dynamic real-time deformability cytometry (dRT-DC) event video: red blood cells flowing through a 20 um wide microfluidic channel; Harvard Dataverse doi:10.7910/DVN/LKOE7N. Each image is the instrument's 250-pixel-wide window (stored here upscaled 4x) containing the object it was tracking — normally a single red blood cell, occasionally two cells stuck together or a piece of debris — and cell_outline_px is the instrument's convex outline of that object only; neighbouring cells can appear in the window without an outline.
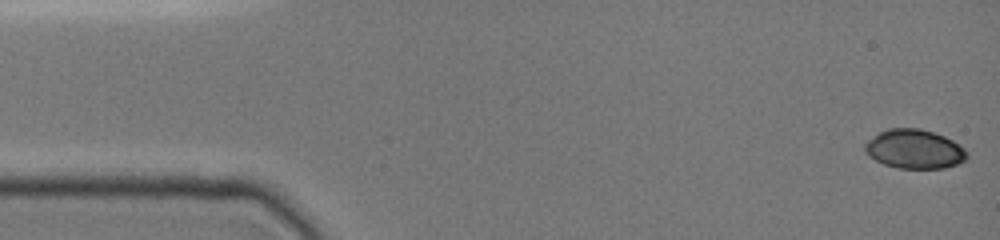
{"species": "common noctule bat (a hibernating species)", "species_latin": "Nyctalus noctula", "temperature_condition": "cold", "stored_images_in_passage": 70, "camera_frame_rate_fps": 3000, "um_per_image_px": 0.085, "animal": {"sex": "female", "body_mass_g": 19.0, "forearm_length_mm": 51.5}, "frame": {"image": 1, "passage_image": 1, "time_ms": 0.0, "image_size_px": [1000, 240], "cell_outline_px": [[968, 156], [964, 160], [956, 164], [944, 168], [896, 168], [884, 164], [868, 156], [864, 152], [864, 144], [868, 140], [880, 132], [888, 128], [920, 128], [944, 136], [952, 140], [964, 148], [968, 152]], "centroid_in_image_um": [77.71, 12.67], "position_along_channel_um": 7.3, "area_um2": 23.24}}
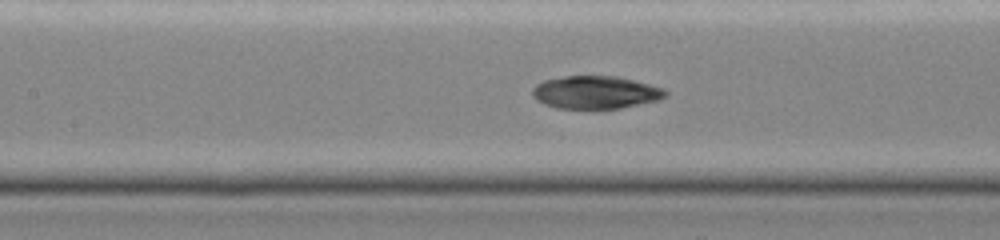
{"frame": {"image": 2, "passage_image": 33, "time_ms": 7.0, "image_size_px": [1000, 240], "cell_outline_px": [[668, 92], [660, 100], [620, 108], [556, 108], [544, 104], [536, 100], [532, 96], [532, 88], [536, 84], [544, 80], [564, 76], [616, 76], [664, 88]], "centroid_in_image_um": [50.59, 7.85], "position_along_channel_um": 156.8, "area_um2": 25.37}}
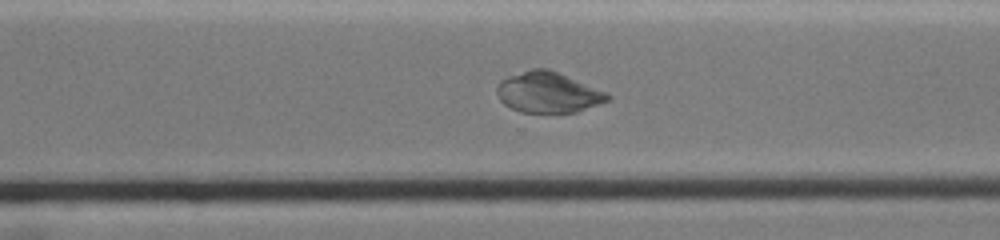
{"frame": {"image": 3, "passage_image": 48, "time_ms": 11.333, "image_size_px": [1000, 240], "cell_outline_px": [[612, 96], [608, 100], [576, 112], [520, 112], [504, 104], [500, 100], [496, 92], [496, 84], [500, 80], [508, 76], [532, 68], [548, 68], [608, 92]], "centroid_in_image_um": [46.57, 7.84], "position_along_channel_um": 324.0, "area_um2": 26.24}, "authors_computed_cell_mechanics": {"area_um2": 26.3857, "velocity_mm_per_s": 3.8645, "shape_relaxation_time_tau1_ms": null, "shape_relaxation_time_tau2_ms": 0.7858, "deformation_change_tau1": null, "deformation_change_tau2": 0.0291}}